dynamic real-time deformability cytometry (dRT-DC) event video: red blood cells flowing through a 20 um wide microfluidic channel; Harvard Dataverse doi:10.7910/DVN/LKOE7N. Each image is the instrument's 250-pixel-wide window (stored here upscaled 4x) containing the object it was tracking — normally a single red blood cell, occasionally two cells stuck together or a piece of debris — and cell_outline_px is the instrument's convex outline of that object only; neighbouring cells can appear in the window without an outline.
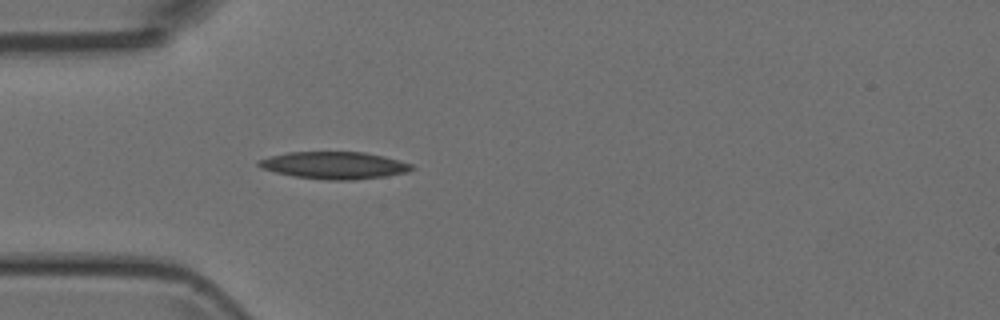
{"species": "Egyptian fruit bat (a non-hibernating species)", "species_latin": "Rousettus aegyptiacus", "temperature_condition": "room temperature", "stored_images_in_passage": 36, "camera_frame_rate_fps": 3000, "um_per_image_px": 0.085, "animal": {"sex": "female"}, "frame": {"image": 1, "passage_image": 1, "time_ms": 0.0, "image_size_px": [1000, 320], "cell_outline_px": [[416, 168], [404, 172], [384, 176], [352, 180], [328, 180], [296, 176], [276, 172], [260, 168], [256, 164], [256, 160], [268, 156], [288, 152], [364, 152], [384, 156], [400, 160], [412, 164]], "centroid_in_image_um": [28.38, 14.04], "position_along_channel_um": 56.6, "area_um2": 24.22}}
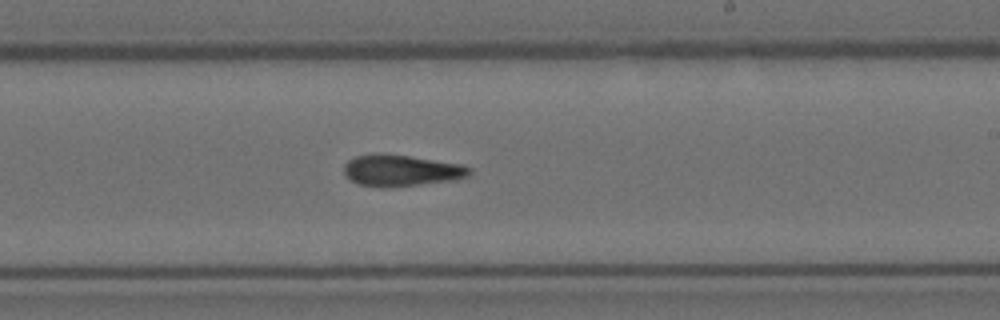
{"frame": {"image": 2, "passage_image": 16, "time_ms": 5.0, "image_size_px": [1000, 320], "cell_outline_px": [[472, 172], [468, 176], [460, 180], [388, 188], [360, 184], [352, 180], [344, 172], [344, 164], [348, 160], [356, 156], [376, 152], [408, 156], [460, 164], [472, 168]], "centroid_in_image_um": [34.14, 14.49], "position_along_channel_um": 254.9, "area_um2": 23.18}}
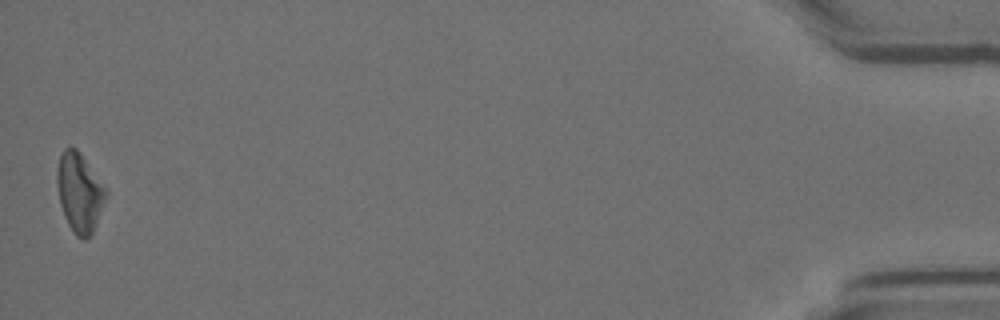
{"frame": {"image": 3, "passage_image": 36, "time_ms": 11.667, "image_size_px": [1000, 320], "cell_outline_px": [[108, 196], [92, 236], [84, 240], [76, 236], [72, 232], [64, 216], [60, 204], [56, 184], [56, 172], [60, 156], [64, 148], [76, 148], [80, 152], [108, 188]], "centroid_in_image_um": [6.79, 16.39], "position_along_channel_um": 428.4, "area_um2": 23.18}}